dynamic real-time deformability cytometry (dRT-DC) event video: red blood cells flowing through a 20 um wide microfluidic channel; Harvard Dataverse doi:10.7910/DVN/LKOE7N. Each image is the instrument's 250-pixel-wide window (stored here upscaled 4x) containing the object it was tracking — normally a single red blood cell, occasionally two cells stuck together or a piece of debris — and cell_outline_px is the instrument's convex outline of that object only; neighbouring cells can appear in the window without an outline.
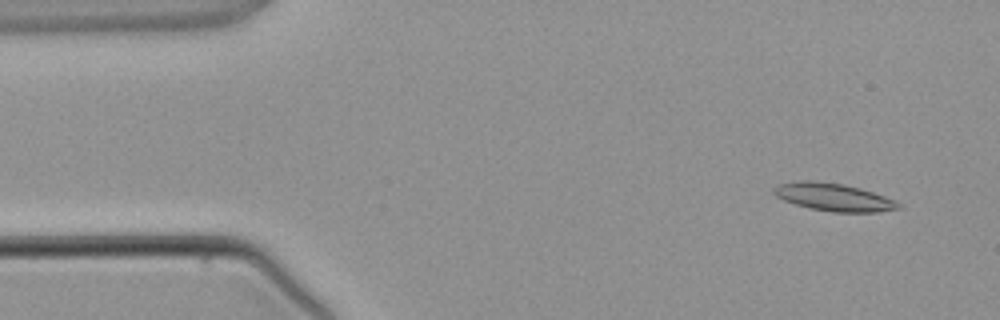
{"species": "common noctule bat (a hibernating species)", "species_latin": "Nyctalus noctula", "temperature_condition": "warm", "stored_images_in_passage": 3, "camera_frame_rate_fps": 3000, "um_per_image_px": 0.085, "animal": {"sex": "male", "body_mass_g": 21.5, "forearm_length_mm": 52.0}, "frame": {"image": 1, "passage_image": 1, "time_ms": 0.0, "image_size_px": [1000, 320], "cell_outline_px": [[904, 208], [880, 212], [832, 212], [808, 208], [784, 200], [776, 196], [772, 192], [772, 188], [776, 184], [800, 180], [812, 180], [844, 184], [860, 188], [896, 200]], "centroid_in_image_um": [70.85, 16.75], "position_along_channel_um": 14.1, "area_um2": 20.4}}